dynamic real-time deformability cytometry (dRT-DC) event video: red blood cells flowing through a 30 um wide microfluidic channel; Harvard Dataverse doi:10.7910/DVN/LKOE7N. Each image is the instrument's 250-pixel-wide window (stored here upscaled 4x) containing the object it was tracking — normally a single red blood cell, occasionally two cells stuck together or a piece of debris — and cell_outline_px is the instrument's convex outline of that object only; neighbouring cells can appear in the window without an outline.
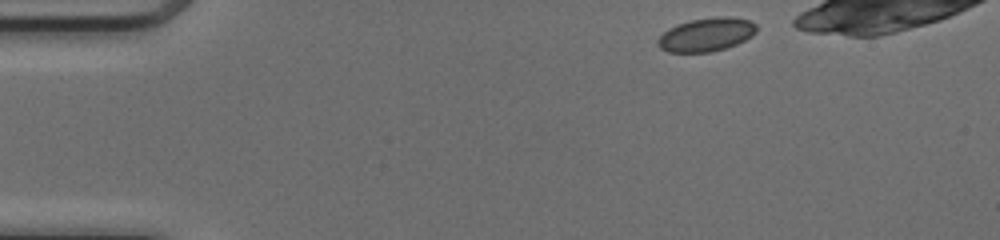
{"species": "common noctule bat (a hibernating species)", "species_latin": "Nyctalus noctula", "temperature_condition": "cold", "stored_images_in_passage": 35, "camera_frame_rate_fps": 3000, "um_per_image_px": 0.085, "animal": {"sex": "female", "body_mass_g": 17.0, "forearm_length_mm": 48.0}, "frame": {"image": 1, "passage_image": 1, "time_ms": 0.0, "image_size_px": [1000, 240], "cell_outline_px": [[756, 32], [752, 36], [736, 44], [724, 48], [708, 52], [668, 52], [660, 48], [656, 44], [656, 40], [668, 28], [676, 24], [692, 20], [716, 16], [728, 16], [748, 20], [756, 24]], "centroid_in_image_um": [60.01, 2.93], "position_along_channel_um": 25.0, "area_um2": 19.25}}
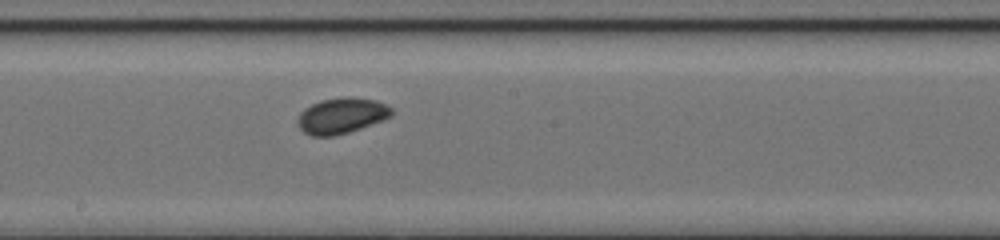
{"frame": {"image": 2, "passage_image": 21, "time_ms": 6.667, "image_size_px": [1000, 240], "cell_outline_px": [[392, 116], [360, 128], [348, 132], [332, 136], [312, 136], [304, 132], [300, 128], [296, 120], [300, 112], [304, 108], [320, 100], [344, 96], [352, 96], [376, 100], [388, 104], [392, 108]], "centroid_in_image_um": [29.02, 9.81], "position_along_channel_um": 219.2, "area_um2": 19.71}}
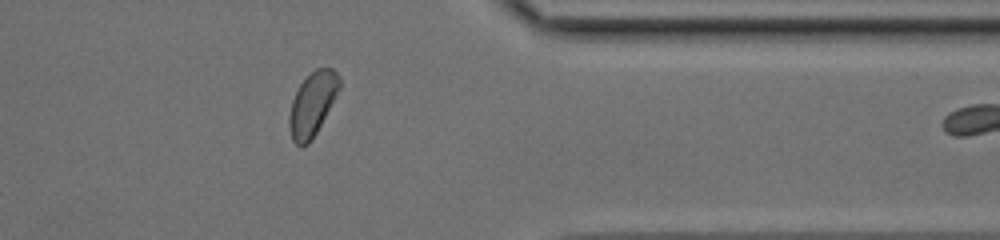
{"frame": {"image": 3, "passage_image": 34, "time_ms": 11.0, "image_size_px": [1000, 240], "cell_outline_px": [[340, 88], [316, 132], [308, 144], [300, 148], [292, 140], [288, 124], [288, 116], [292, 100], [300, 84], [316, 68], [332, 68], [340, 76]], "centroid_in_image_um": [26.53, 8.86], "position_along_channel_um": 384.9, "area_um2": 18.38}}